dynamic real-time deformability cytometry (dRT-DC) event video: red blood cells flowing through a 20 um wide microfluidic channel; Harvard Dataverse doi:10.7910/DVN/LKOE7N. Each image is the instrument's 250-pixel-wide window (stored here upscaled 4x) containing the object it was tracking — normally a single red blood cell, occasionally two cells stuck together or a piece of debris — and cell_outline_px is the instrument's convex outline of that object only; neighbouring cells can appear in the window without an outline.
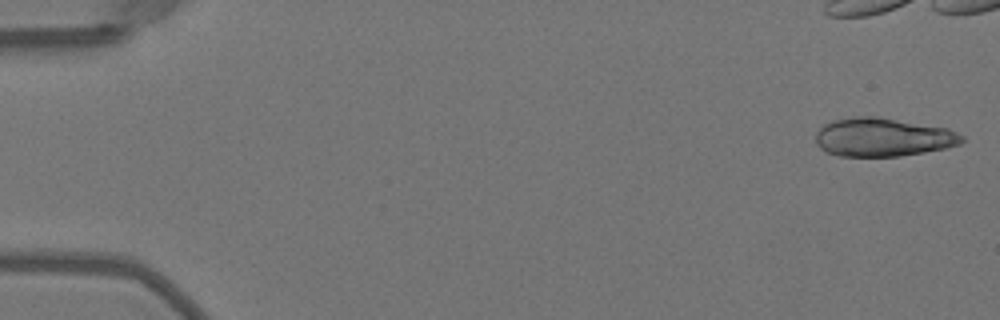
{"species": "Egyptian fruit bat (a non-hibernating species)", "species_latin": "Rousettus aegyptiacus", "temperature_condition": "warm", "stored_images_in_passage": 4, "camera_frame_rate_fps": 3000, "um_per_image_px": 0.085, "animal": {"sex": "female"}, "frame": {"image": 1, "passage_image": 1, "time_ms": 0.0, "image_size_px": [1000, 320], "cell_outline_px": [[964, 140], [960, 144], [944, 148], [924, 152], [900, 156], [840, 156], [824, 152], [816, 144], [816, 132], [824, 124], [832, 120], [852, 116], [876, 116], [948, 128], [964, 136]], "centroid_in_image_um": [75.01, 11.66], "position_along_channel_um": 10.0, "area_um2": 33.0}}